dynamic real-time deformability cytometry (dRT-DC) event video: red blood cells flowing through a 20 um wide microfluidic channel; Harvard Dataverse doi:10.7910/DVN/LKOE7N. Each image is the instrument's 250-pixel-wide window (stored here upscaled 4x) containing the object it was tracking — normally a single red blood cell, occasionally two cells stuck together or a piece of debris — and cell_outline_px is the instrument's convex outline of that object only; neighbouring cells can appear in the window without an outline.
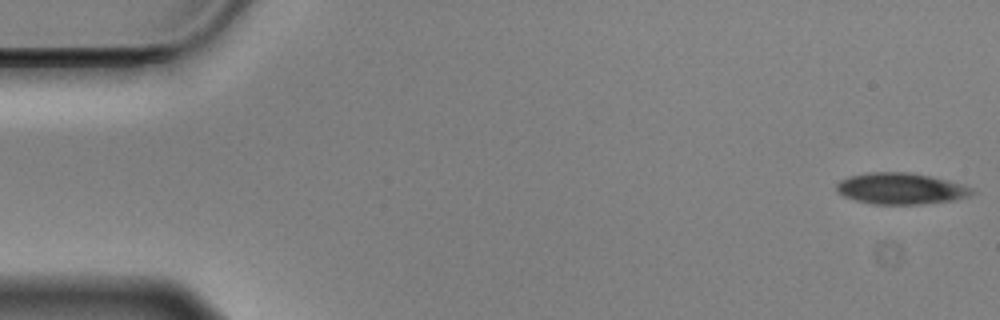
{"species": "Egyptian fruit bat (a non-hibernating species)", "species_latin": "Rousettus aegyptiacus", "temperature_condition": "cold", "stored_images_in_passage": 56, "camera_frame_rate_fps": 3000, "um_per_image_px": 0.085, "animal": {"sex": "male"}, "frame": {"image": 1, "passage_image": 1, "time_ms": 0.0, "image_size_px": [1000, 320], "cell_outline_px": [[976, 192], [972, 196], [952, 200], [920, 204], [872, 204], [856, 200], [844, 196], [836, 192], [836, 184], [840, 180], [848, 176], [868, 172], [912, 172], [948, 180], [976, 188]], "centroid_in_image_um": [76.6, 16.02], "position_along_channel_um": 8.4, "area_um2": 25.03}}
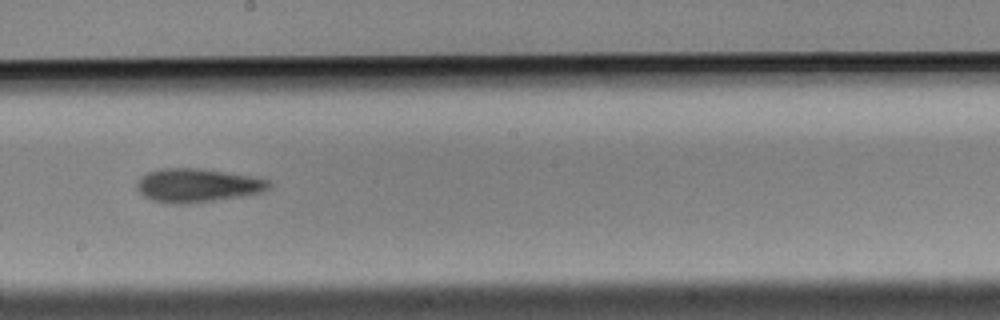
{"frame": {"image": 2, "passage_image": 31, "time_ms": 10.0, "image_size_px": [1000, 320], "cell_outline_px": [[272, 184], [268, 188], [260, 192], [240, 196], [188, 204], [168, 204], [152, 200], [144, 196], [136, 188], [136, 180], [140, 176], [148, 172], [160, 168], [196, 168], [252, 176], [268, 180]], "centroid_in_image_um": [16.7, 15.76], "position_along_channel_um": 231.5, "area_um2": 25.84}}
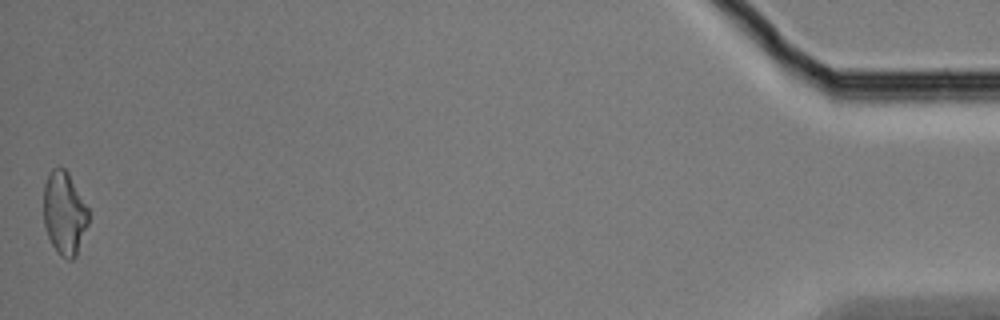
{"frame": {"image": 3, "passage_image": 56, "time_ms": 18.333, "image_size_px": [1000, 320], "cell_outline_px": [[88, 224], [76, 256], [72, 260], [68, 260], [60, 256], [52, 244], [48, 236], [44, 224], [44, 184], [52, 168], [64, 168], [68, 172], [88, 208]], "centroid_in_image_um": [5.47, 18.14], "position_along_channel_um": 429.7, "area_um2": 21.62}, "authors_computed_cell_mechanics": {"area_um2": 24.7962, "velocity_mm_per_s": 3.5336, "shape_relaxation_time_tau1_ms": 4.7393, "shape_relaxation_time_tau2_ms": null, "deformation_change_tau1": 0.1241, "deformation_change_tau2": null}}